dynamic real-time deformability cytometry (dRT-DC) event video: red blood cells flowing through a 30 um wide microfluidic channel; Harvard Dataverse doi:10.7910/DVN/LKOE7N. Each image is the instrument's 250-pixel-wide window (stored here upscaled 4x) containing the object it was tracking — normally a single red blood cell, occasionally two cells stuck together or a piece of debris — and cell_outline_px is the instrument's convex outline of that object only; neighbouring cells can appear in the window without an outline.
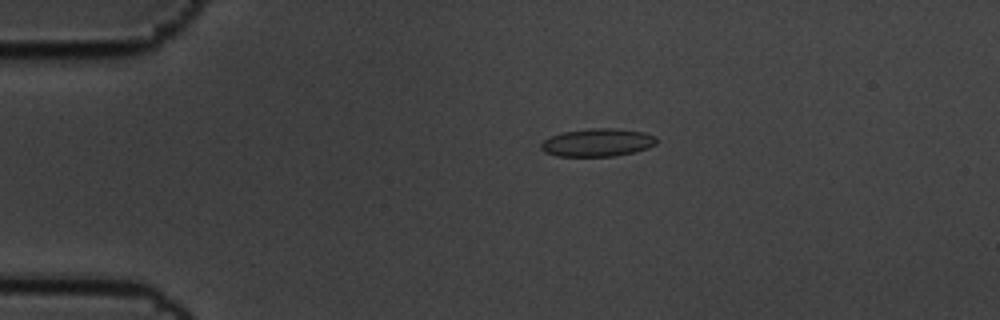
{"species": "common noctule bat (a hibernating species)", "species_latin": "Nyctalus noctula", "temperature_condition": "cold", "stored_images_in_passage": 9, "camera_frame_rate_fps": 3000, "um_per_image_px": 0.085, "animal": {"sex": "male", "body_mass_g": 19.5, "forearm_length_mm": 54.6}, "frame": {"image": 1, "passage_image": 4, "time_ms": 1.0, "image_size_px": [1000, 320], "cell_outline_px": [[656, 144], [648, 148], [636, 152], [612, 156], [556, 156], [544, 152], [540, 148], [540, 144], [544, 140], [552, 136], [564, 132], [588, 128], [616, 128], [644, 132], [656, 136]], "centroid_in_image_um": [50.8, 12.11], "position_along_channel_um": 34.2, "area_um2": 18.9}}
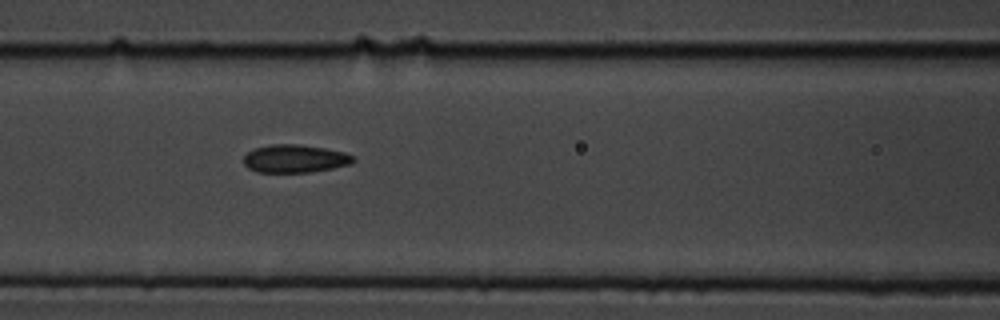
{"frame": {"image": 2, "passage_image": 7, "time_ms": 2.0, "image_size_px": [1000, 320], "cell_outline_px": [[356, 160], [348, 164], [332, 168], [308, 172], [256, 172], [248, 168], [244, 164], [244, 156], [248, 152], [256, 148], [272, 144], [296, 144], [324, 148], [344, 152], [352, 156]], "centroid_in_image_um": [25.03, 13.48], "position_along_channel_um": 141.6, "area_um2": 17.63}}
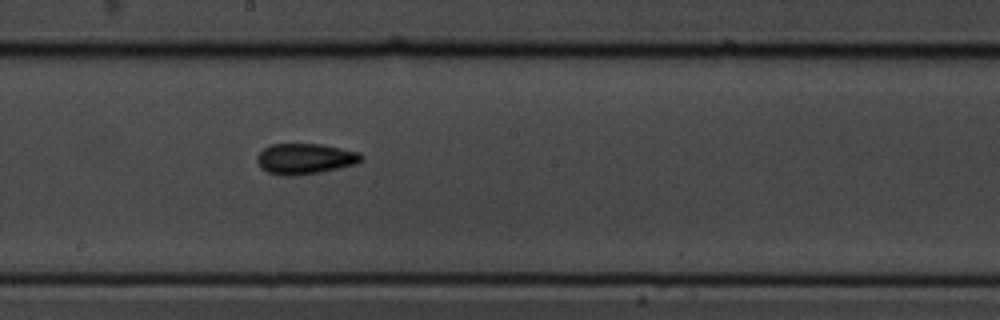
{"frame": {"image": 3, "passage_image": 9, "time_ms": 2.667, "image_size_px": [1000, 320], "cell_outline_px": [[364, 160], [356, 164], [320, 172], [288, 176], [284, 176], [268, 172], [260, 168], [256, 160], [256, 156], [264, 148], [272, 144], [320, 144], [360, 152], [364, 156]], "centroid_in_image_um": [25.94, 13.49], "position_along_channel_um": 222.3, "area_um2": 18.67}}